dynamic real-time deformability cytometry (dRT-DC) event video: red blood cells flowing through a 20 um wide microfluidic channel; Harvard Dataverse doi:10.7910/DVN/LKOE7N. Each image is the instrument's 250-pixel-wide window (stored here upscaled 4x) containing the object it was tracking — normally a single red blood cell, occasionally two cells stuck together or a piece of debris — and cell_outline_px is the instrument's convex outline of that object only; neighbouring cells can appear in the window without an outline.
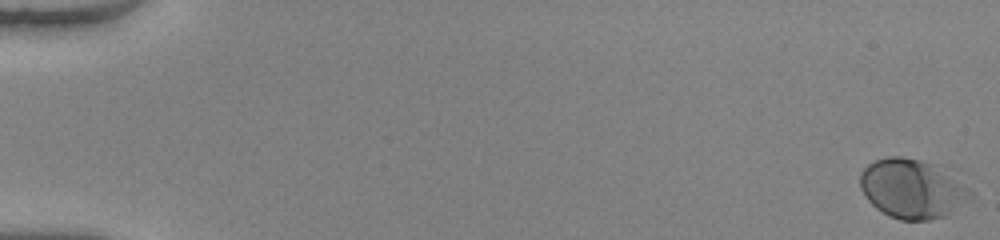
{"species": "human", "species_latin": "Homo sapiens", "temperature_condition": "warm", "stored_images_in_passage": 52, "camera_frame_rate_fps": 3000, "um_per_image_px": 0.085, "donor": {"sex": "female"}, "frame": {"image": 1, "passage_image": 1, "time_ms": 0.0, "image_size_px": [1000, 240], "cell_outline_px": [[976, 196], [972, 200], [948, 216], [928, 220], [900, 220], [888, 216], [876, 208], [868, 200], [860, 188], [860, 172], [868, 164], [876, 160], [888, 156], [900, 156], [920, 160], [932, 164], [968, 188]], "centroid_in_image_um": [77.54, 16.08], "position_along_channel_um": 7.5, "area_um2": 38.03}}
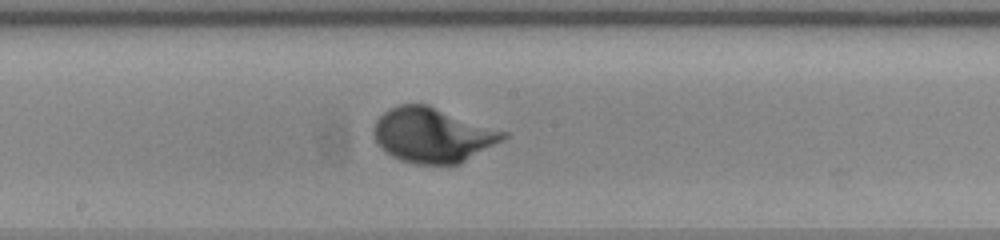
{"frame": {"image": 2, "passage_image": 30, "time_ms": 9.667, "image_size_px": [1000, 240], "cell_outline_px": [[508, 136], [504, 140], [460, 164], [416, 164], [400, 160], [392, 156], [380, 148], [376, 144], [372, 132], [376, 120], [388, 108], [400, 104], [428, 104], [508, 132]], "centroid_in_image_um": [36.77, 11.48], "position_along_channel_um": 211.4, "area_um2": 41.73}}
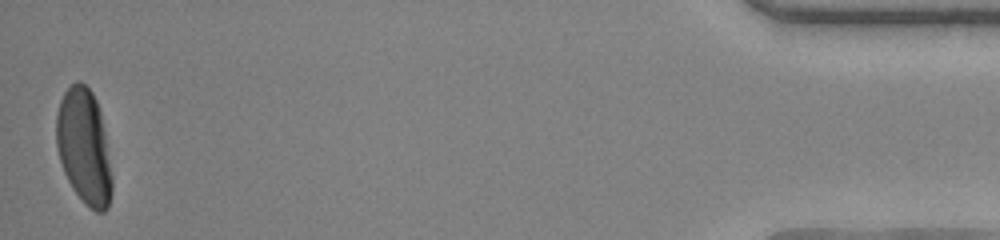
{"frame": {"image": 3, "passage_image": 52, "time_ms": 17.0, "image_size_px": [1000, 240], "cell_outline_px": [[112, 192], [108, 208], [104, 212], [96, 212], [84, 204], [72, 188], [64, 172], [60, 160], [56, 144], [56, 116], [60, 100], [64, 92], [76, 80], [80, 80], [92, 92], [96, 100], [100, 112], [104, 132], [112, 176]], "centroid_in_image_um": [7.14, 12.49], "position_along_channel_um": 428.1, "area_um2": 37.34}}